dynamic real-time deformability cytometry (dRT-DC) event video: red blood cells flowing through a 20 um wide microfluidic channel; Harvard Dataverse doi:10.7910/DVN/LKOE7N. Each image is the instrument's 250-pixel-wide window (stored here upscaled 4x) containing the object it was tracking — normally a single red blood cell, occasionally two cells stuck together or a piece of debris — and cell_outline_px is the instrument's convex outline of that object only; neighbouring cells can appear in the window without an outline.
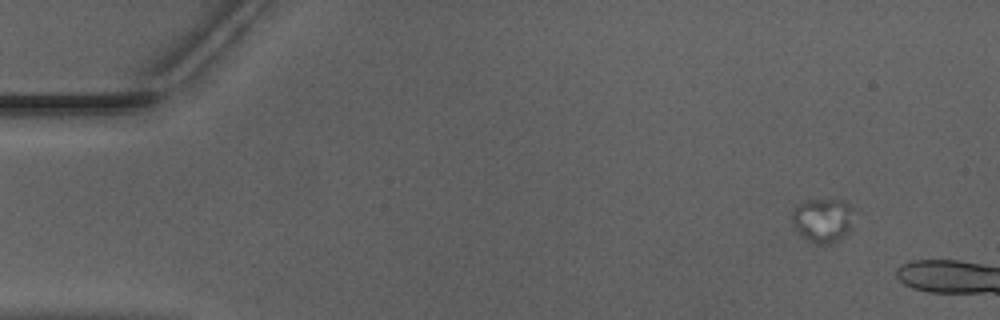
{"species": "Egyptian fruit bat (a non-hibernating species)", "species_latin": "Rousettus aegyptiacus", "temperature_condition": "warm", "stored_images_in_passage": 8, "camera_frame_rate_fps": 3000, "um_per_image_px": 0.085, "animal": {"sex": "male"}, "frame": {"image": 1, "passage_image": 1, "time_ms": 0.0, "image_size_px": [1000, 320], "cell_outline_px": [[852, 228], [844, 236], [832, 244], [816, 244], [808, 240], [796, 228], [792, 220], [792, 212], [800, 204], [808, 200], [832, 196], [848, 200], [852, 208]], "centroid_in_image_um": [70.01, 18.65], "position_along_channel_um": 15.0, "area_um2": 16.36}}